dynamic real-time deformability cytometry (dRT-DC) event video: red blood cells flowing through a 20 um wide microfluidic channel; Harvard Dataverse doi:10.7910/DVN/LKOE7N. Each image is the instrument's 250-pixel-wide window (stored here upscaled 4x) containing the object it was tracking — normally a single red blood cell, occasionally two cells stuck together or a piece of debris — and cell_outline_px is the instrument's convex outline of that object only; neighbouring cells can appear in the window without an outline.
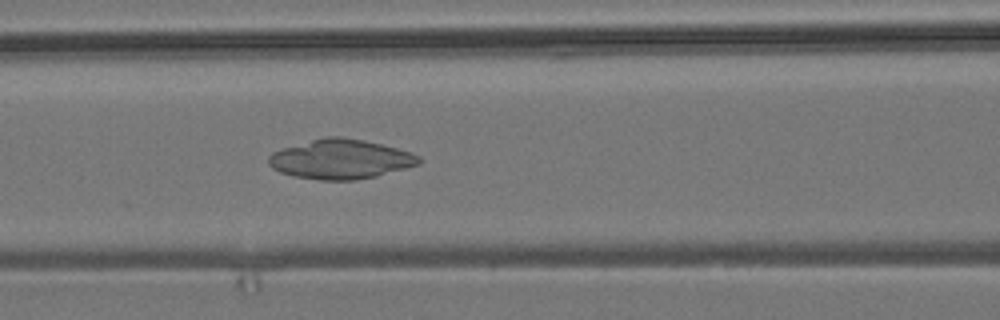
{"species": "common noctule bat (a hibernating species)", "species_latin": "Nyctalus noctula", "temperature_condition": "room temperature", "stored_images_in_passage": 53, "camera_frame_rate_fps": 3000, "um_per_image_px": 0.085, "animal": {"sex": "male", "body_mass_g": 19.2, "forearm_length_mm": 51.8}, "frame": {"image": 1, "passage_image": 22, "time_ms": 7.0, "image_size_px": [1000, 320], "cell_outline_px": [[424, 160], [420, 164], [376, 176], [356, 180], [320, 180], [292, 176], [280, 172], [272, 168], [268, 164], [268, 156], [272, 152], [284, 148], [324, 136], [340, 136], [364, 140], [412, 152], [420, 156]], "centroid_in_image_um": [28.96, 13.53], "position_along_channel_um": 137.6, "area_um2": 34.74}}
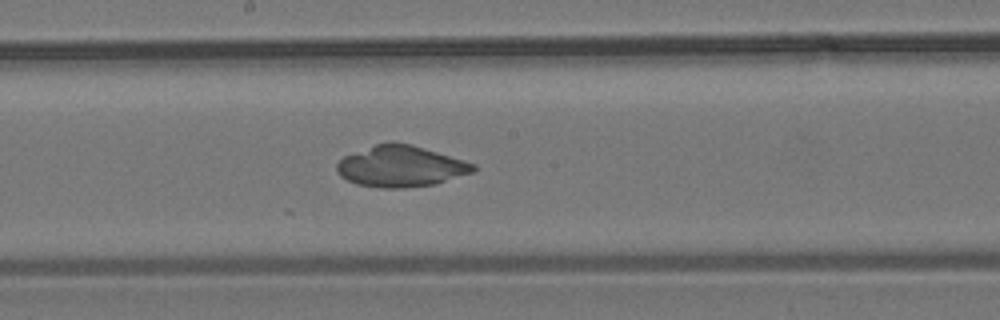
{"frame": {"image": 2, "passage_image": 28, "time_ms": 9.0, "image_size_px": [1000, 320], "cell_outline_px": [[476, 168], [472, 172], [432, 184], [404, 188], [380, 188], [356, 184], [340, 176], [336, 172], [336, 164], [344, 156], [376, 144], [388, 140], [392, 140], [412, 144], [476, 164]], "centroid_in_image_um": [34.02, 14.12], "position_along_channel_um": 214.2, "area_um2": 32.66}}
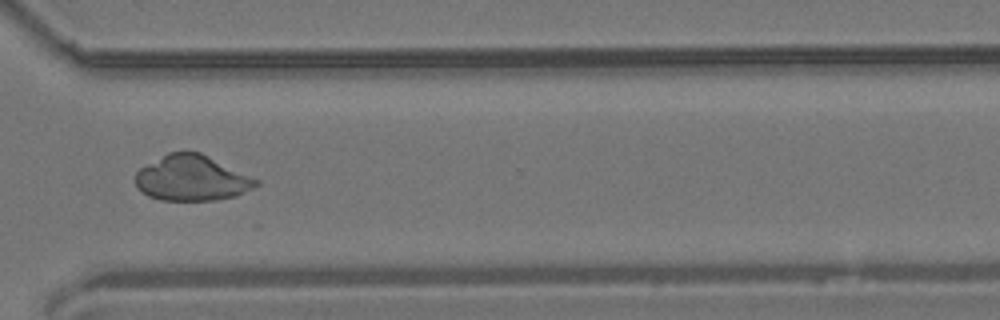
{"frame": {"image": 3, "passage_image": 39, "time_ms": 12.667, "image_size_px": [1000, 320], "cell_outline_px": [[260, 184], [236, 196], [216, 200], [160, 200], [148, 196], [140, 192], [136, 188], [136, 172], [140, 168], [168, 152], [200, 152], [260, 180]], "centroid_in_image_um": [16.3, 15.15], "position_along_channel_um": 354.3, "area_um2": 31.96}}